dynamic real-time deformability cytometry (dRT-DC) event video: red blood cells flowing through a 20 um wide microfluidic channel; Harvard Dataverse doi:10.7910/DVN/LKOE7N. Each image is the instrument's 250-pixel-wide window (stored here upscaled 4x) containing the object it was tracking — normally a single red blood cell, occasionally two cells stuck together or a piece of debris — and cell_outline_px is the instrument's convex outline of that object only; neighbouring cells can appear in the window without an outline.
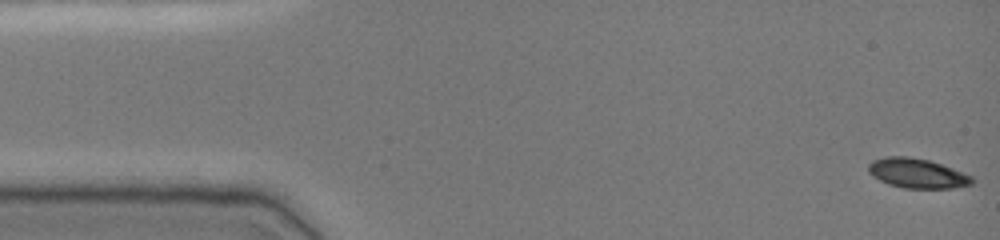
{"species": "common noctule bat (a hibernating species)", "species_latin": "Nyctalus noctula", "temperature_condition": "cold", "stored_images_in_passage": 50, "camera_frame_rate_fps": 3000, "um_per_image_px": 0.085, "animal": {"sex": "female", "body_mass_g": 19.0, "forearm_length_mm": 51.5}, "frame": {"image": 1, "passage_image": 1, "time_ms": 0.0, "image_size_px": [1000, 240], "cell_outline_px": [[976, 180], [972, 184], [952, 188], [904, 188], [888, 184], [872, 176], [868, 172], [868, 164], [872, 160], [888, 156], [908, 156], [928, 160], [952, 168], [972, 176]], "centroid_in_image_um": [77.95, 14.73], "position_along_channel_um": 7.1, "area_um2": 17.92}}
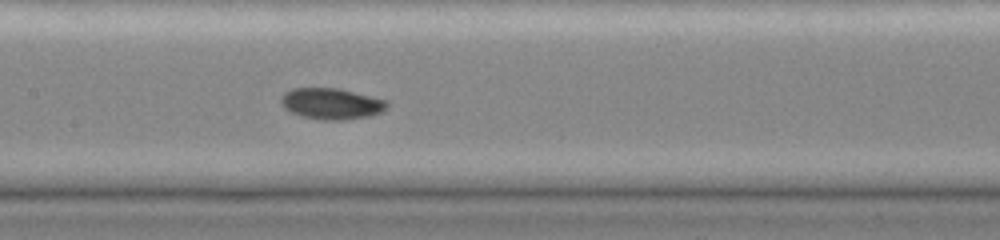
{"frame": {"image": 2, "passage_image": 24, "time_ms": 7.667, "image_size_px": [1000, 240], "cell_outline_px": [[388, 108], [380, 112], [368, 116], [340, 120], [324, 120], [300, 116], [284, 108], [280, 100], [284, 92], [292, 88], [340, 88], [388, 100]], "centroid_in_image_um": [28.18, 8.8], "position_along_channel_um": 179.2, "area_um2": 19.31}}
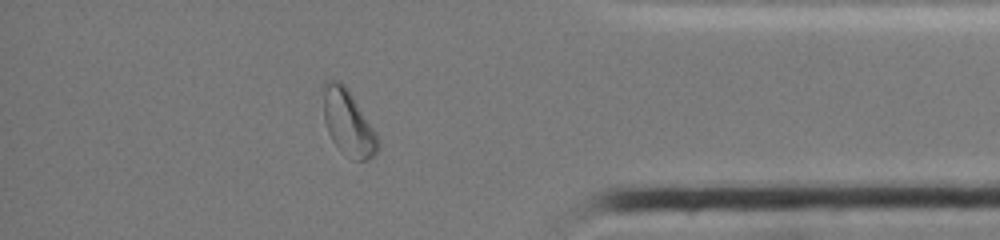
{"frame": {"image": 3, "passage_image": 43, "time_ms": 14.0, "image_size_px": [1000, 240], "cell_outline_px": [[380, 148], [368, 160], [356, 160], [340, 152], [332, 140], [328, 132], [324, 120], [320, 88], [324, 80], [336, 80], [344, 84], [348, 88], [380, 140]], "centroid_in_image_um": [29.54, 10.39], "position_along_channel_um": 405.7, "area_um2": 21.33}}